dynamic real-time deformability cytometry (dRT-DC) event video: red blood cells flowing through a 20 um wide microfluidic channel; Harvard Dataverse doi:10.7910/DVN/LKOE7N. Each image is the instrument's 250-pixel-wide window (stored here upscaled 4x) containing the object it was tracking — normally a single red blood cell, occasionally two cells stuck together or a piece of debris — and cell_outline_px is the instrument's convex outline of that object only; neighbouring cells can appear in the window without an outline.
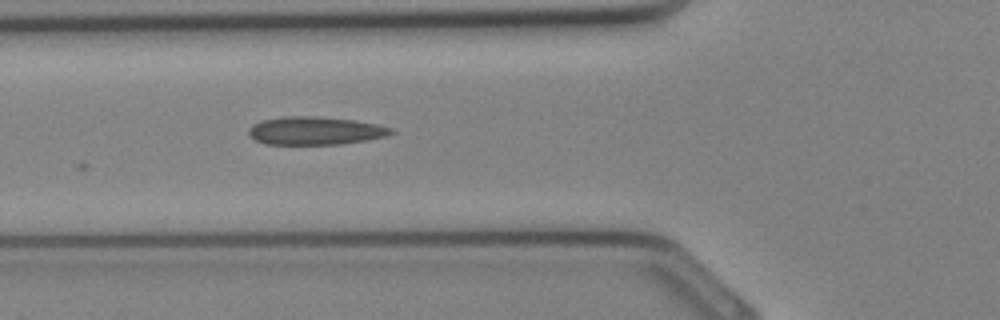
{"species": "Egyptian fruit bat (a non-hibernating species)", "species_latin": "Rousettus aegyptiacus", "temperature_condition": "cold", "stored_images_in_passage": 3, "camera_frame_rate_fps": 3000, "um_per_image_px": 0.085, "animal": {"sex": "female"}, "frame": {"image": 1, "passage_image": 3, "time_ms": 0.667, "image_size_px": [1000, 320], "cell_outline_px": [[396, 132], [384, 136], [368, 140], [340, 144], [264, 144], [256, 140], [248, 132], [248, 128], [252, 124], [260, 120], [284, 116], [316, 116], [356, 120], [376, 124], [392, 128]], "centroid_in_image_um": [26.78, 11.1], "position_along_channel_um": 99.0, "area_um2": 23.41}}